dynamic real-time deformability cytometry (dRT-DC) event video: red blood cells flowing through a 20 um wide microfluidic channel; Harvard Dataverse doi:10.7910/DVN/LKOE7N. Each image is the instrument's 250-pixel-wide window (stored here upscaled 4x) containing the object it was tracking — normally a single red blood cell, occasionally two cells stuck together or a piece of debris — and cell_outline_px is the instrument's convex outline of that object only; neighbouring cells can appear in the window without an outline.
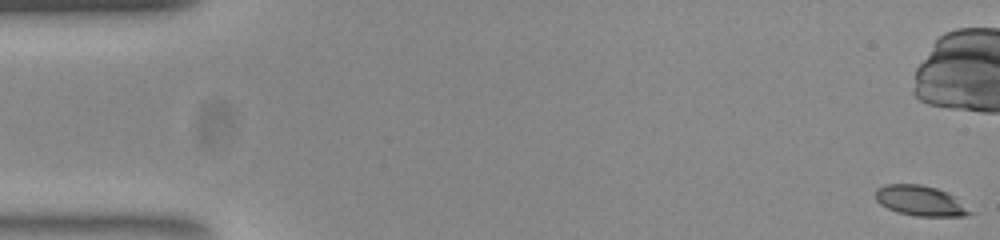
{"species": "common noctule bat (a hibernating species)", "species_latin": "Nyctalus noctula", "temperature_condition": "room temperature", "stored_images_in_passage": 54, "camera_frame_rate_fps": 3000, "um_per_image_px": 0.085, "animal": {"sex": "female", "body_mass_g": 23.0, "forearm_length_mm": 53.4}, "frame": {"image": 1, "passage_image": 1, "time_ms": 0.0, "image_size_px": [1000, 240], "cell_outline_px": [[976, 212], [968, 216], [916, 216], [896, 212], [880, 204], [876, 200], [876, 188], [884, 184], [920, 184], [936, 188], [948, 192], [956, 196]], "centroid_in_image_um": [78.3, 17.07], "position_along_channel_um": 6.7, "area_um2": 17.05}}
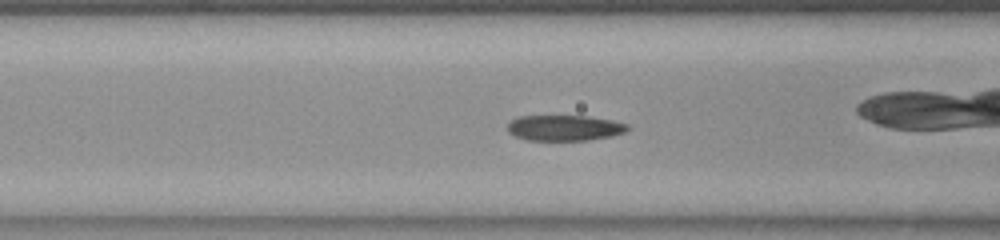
{"frame": {"image": 2, "passage_image": 21, "time_ms": 6.667, "image_size_px": [1000, 240], "cell_outline_px": [[632, 128], [624, 132], [612, 136], [588, 140], [528, 140], [516, 136], [508, 132], [508, 120], [516, 116], [588, 116], [612, 120], [628, 124]], "centroid_in_image_um": [47.98, 10.86], "position_along_channel_um": 118.6, "area_um2": 18.09}}
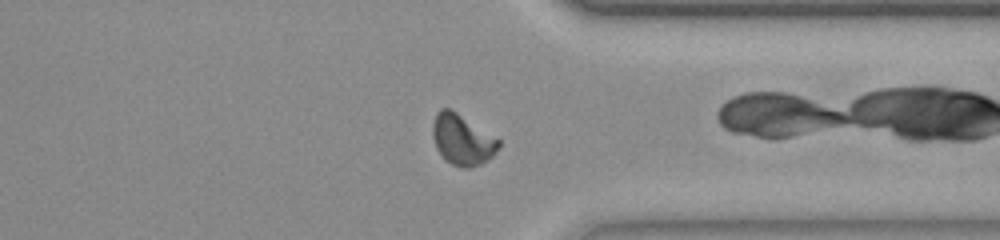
{"frame": {"image": 3, "passage_image": 41, "time_ms": 13.333, "image_size_px": [1000, 240], "cell_outline_px": [[500, 144], [496, 152], [488, 160], [480, 164], [468, 168], [460, 168], [452, 164], [436, 148], [432, 136], [432, 124], [436, 112], [440, 108], [452, 108], [500, 140]], "centroid_in_image_um": [39.28, 11.84], "position_along_channel_um": 372.1, "area_um2": 19.54}, "authors_computed_cell_mechanics": {"area_um2": 18.2937, "velocity_mm_per_s": 3.8627, "shape_relaxation_time_tau1_ms": 3.2023, "shape_relaxation_time_tau2_ms": 0.8319, "deformation_change_tau1": 0.1482, "deformation_change_tau2": 0.0479}}